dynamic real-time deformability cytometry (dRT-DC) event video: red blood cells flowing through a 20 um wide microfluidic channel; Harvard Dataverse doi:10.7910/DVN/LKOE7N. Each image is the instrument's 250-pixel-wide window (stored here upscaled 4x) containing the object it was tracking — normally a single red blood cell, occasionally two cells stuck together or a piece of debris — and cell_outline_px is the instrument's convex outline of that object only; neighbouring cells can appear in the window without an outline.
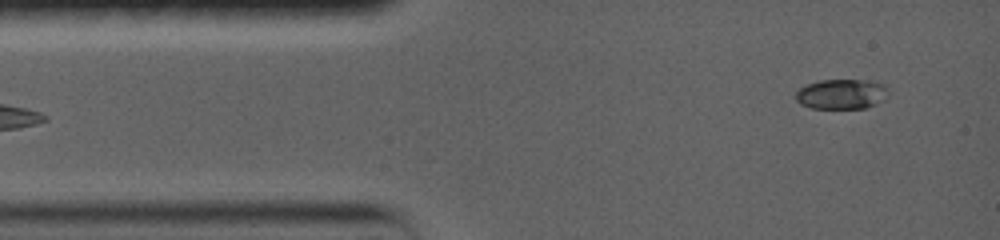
{"species": "common noctule bat (a hibernating species)", "species_latin": "Nyctalus noctula", "temperature_condition": "warm", "stored_images_in_passage": 4, "camera_frame_rate_fps": 5000, "um_per_image_px": 0.085, "animal": {"sex": "female", "body_mass_g": 19.0, "forearm_length_mm": 56.7}, "frame": {"image": 1, "passage_image": 1, "time_ms": 0.0, "image_size_px": [1000, 240], "cell_outline_px": [[876, 84], [872, 104], [864, 108], [812, 108], [796, 100], [796, 92], [800, 88], [808, 84], [824, 80], [856, 80]], "centroid_in_image_um": [71.15, 8.01], "position_along_channel_um": 13.9, "area_um2": 14.05}}